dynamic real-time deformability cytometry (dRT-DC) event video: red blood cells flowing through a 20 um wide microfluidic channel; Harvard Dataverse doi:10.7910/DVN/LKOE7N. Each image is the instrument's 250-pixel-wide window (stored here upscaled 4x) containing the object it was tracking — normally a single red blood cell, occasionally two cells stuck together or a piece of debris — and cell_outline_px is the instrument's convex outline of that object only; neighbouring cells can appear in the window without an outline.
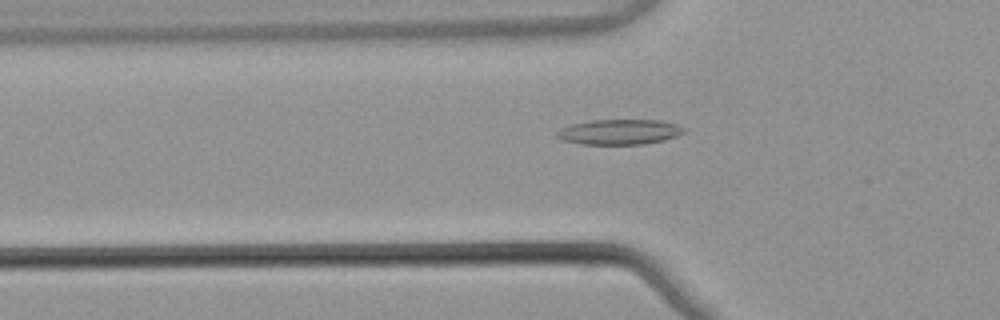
{"species": "common noctule bat (a hibernating species)", "species_latin": "Nyctalus noctula", "temperature_condition": "warm", "stored_images_in_passage": 54, "camera_frame_rate_fps": 3000, "um_per_image_px": 0.085, "animal": {"sex": "male", "body_mass_g": 21.5, "forearm_length_mm": 52.0}, "frame": {"image": 1, "passage_image": 19, "time_ms": 6.0, "image_size_px": [1000, 320], "cell_outline_px": [[688, 128], [684, 132], [676, 136], [664, 140], [644, 144], [580, 144], [560, 140], [556, 136], [556, 132], [560, 128], [572, 124], [592, 120], [660, 120], [676, 124]], "centroid_in_image_um": [52.64, 11.21], "position_along_channel_um": 73.2, "area_um2": 18.79}}
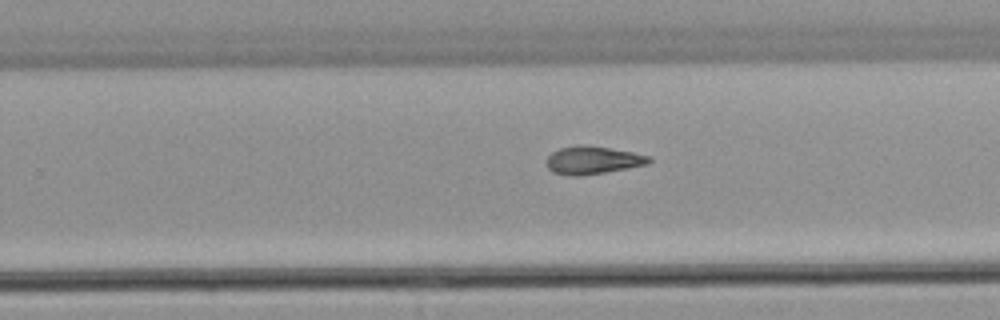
{"frame": {"image": 2, "passage_image": 35, "time_ms": 11.333, "image_size_px": [1000, 320], "cell_outline_px": [[652, 160], [648, 164], [628, 168], [580, 176], [568, 176], [552, 172], [548, 168], [548, 156], [552, 152], [560, 148], [576, 144], [580, 144], [608, 148], [632, 152], [652, 156]], "centroid_in_image_um": [50.39, 13.61], "position_along_channel_um": 279.4, "area_um2": 16.65}}
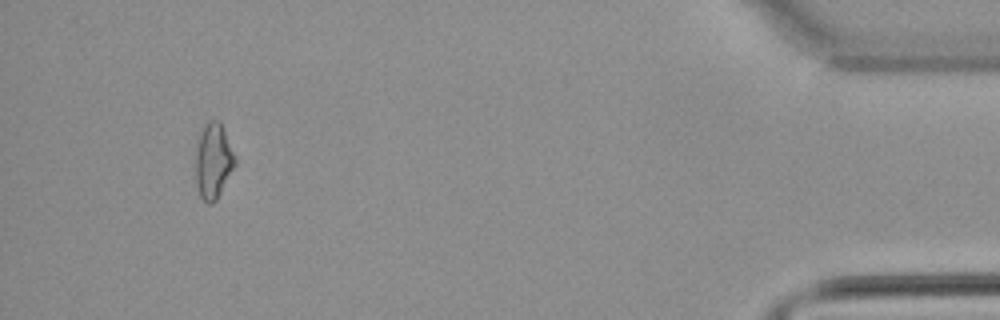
{"frame": {"image": 3, "passage_image": 51, "time_ms": 16.667, "image_size_px": [1000, 320], "cell_outline_px": [[236, 164], [216, 200], [212, 204], [208, 204], [200, 196], [196, 184], [196, 148], [200, 132], [204, 124], [208, 120], [220, 120], [224, 128], [236, 156]], "centroid_in_image_um": [18.14, 13.64], "position_along_channel_um": 417.1, "area_um2": 17.51}}